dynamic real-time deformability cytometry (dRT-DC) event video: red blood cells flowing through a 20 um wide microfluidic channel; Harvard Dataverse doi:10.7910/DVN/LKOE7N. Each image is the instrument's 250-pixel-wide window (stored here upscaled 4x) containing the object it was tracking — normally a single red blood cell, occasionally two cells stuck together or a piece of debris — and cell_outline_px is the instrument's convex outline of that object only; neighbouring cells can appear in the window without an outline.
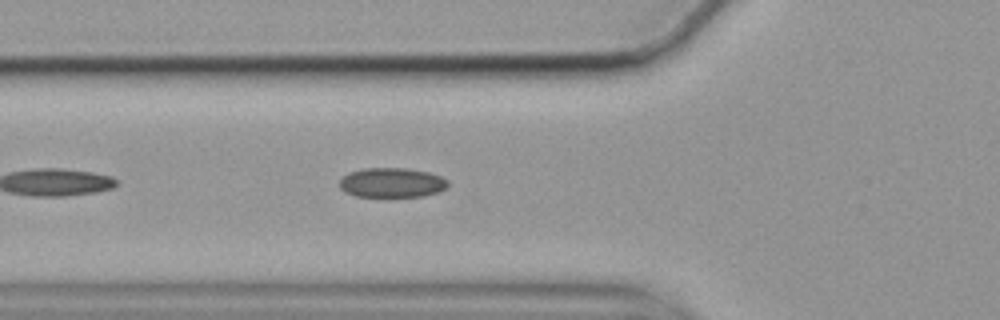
{"species": "common noctule bat (a hibernating species)", "species_latin": "Nyctalus noctula", "temperature_condition": "cold", "stored_images_in_passage": 26, "camera_frame_rate_fps": 3000, "um_per_image_px": 0.085, "animal": {"sex": "female", "body_mass_g": 19.9}, "frame": {"image": 1, "passage_image": 5, "time_ms": 1.333, "image_size_px": [1000, 320], "cell_outline_px": [[448, 188], [440, 192], [424, 196], [356, 196], [344, 192], [340, 188], [340, 180], [348, 172], [364, 168], [408, 168], [428, 172], [440, 176], [448, 180]], "centroid_in_image_um": [33.33, 15.52], "position_along_channel_um": 92.5, "area_um2": 18.84}}